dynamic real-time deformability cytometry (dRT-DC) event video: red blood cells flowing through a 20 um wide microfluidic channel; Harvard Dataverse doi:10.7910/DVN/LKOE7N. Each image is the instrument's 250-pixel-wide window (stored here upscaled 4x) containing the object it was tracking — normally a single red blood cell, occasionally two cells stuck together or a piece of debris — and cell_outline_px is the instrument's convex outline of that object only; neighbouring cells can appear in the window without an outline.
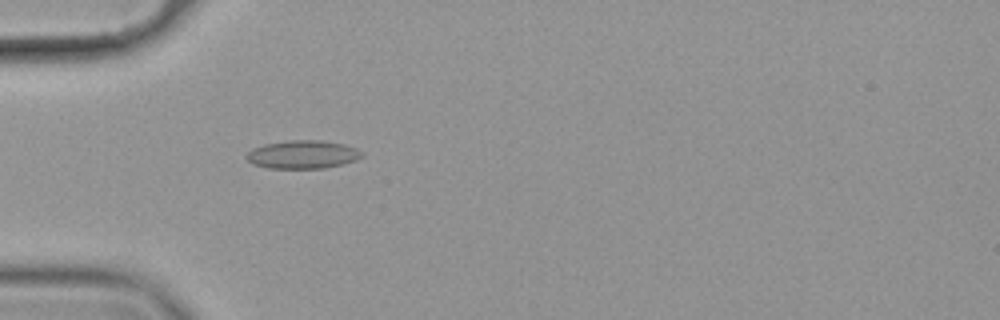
{"species": "common noctule bat (a hibernating species)", "species_latin": "Nyctalus noctula", "temperature_condition": "cold", "stored_images_in_passage": 57, "camera_frame_rate_fps": 3000, "um_per_image_px": 0.085, "animal": {"sex": "female", "body_mass_g": 19.9}, "frame": {"image": 1, "passage_image": 18, "time_ms": 5.667, "image_size_px": [1000, 320], "cell_outline_px": [[364, 156], [356, 160], [344, 164], [324, 168], [268, 168], [252, 164], [244, 156], [252, 148], [264, 144], [288, 140], [320, 140], [344, 144], [356, 148], [364, 152]], "centroid_in_image_um": [25.74, 13.13], "position_along_channel_um": 59.3, "area_um2": 19.19}}
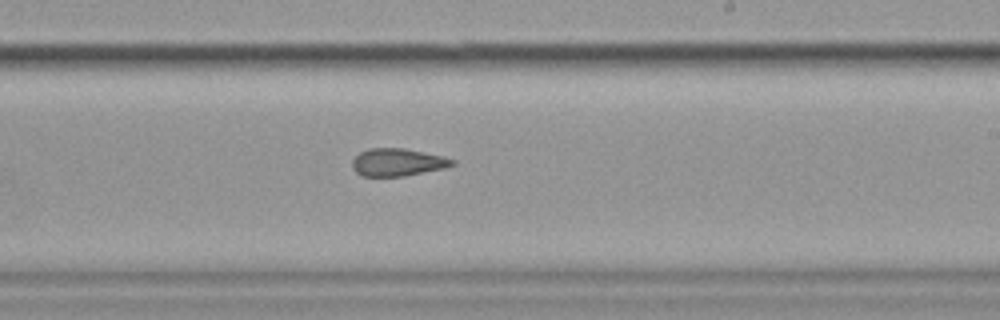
{"frame": {"image": 2, "passage_image": 35, "time_ms": 11.333, "image_size_px": [1000, 320], "cell_outline_px": [[456, 164], [444, 168], [404, 176], [364, 176], [356, 172], [352, 168], [352, 160], [360, 152], [368, 148], [404, 148], [444, 156], [456, 160]], "centroid_in_image_um": [33.81, 13.78], "position_along_channel_um": 255.2, "area_um2": 16.13}}
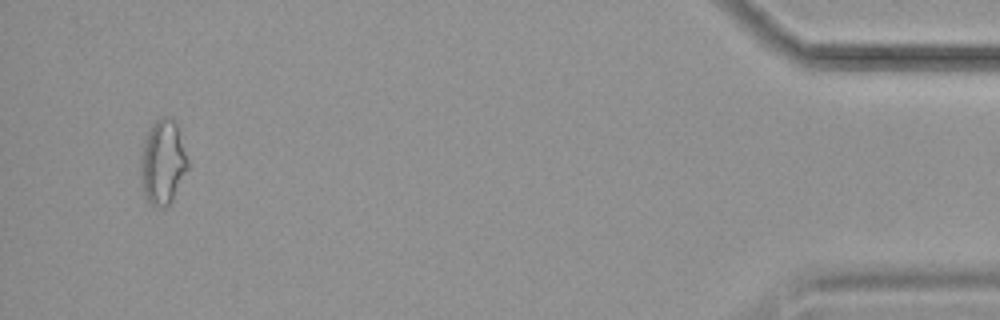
{"frame": {"image": 3, "passage_image": 55, "time_ms": 18.0, "image_size_px": [1000, 320], "cell_outline_px": [[188, 168], [172, 200], [164, 208], [156, 208], [144, 196], [140, 184], [140, 152], [144, 140], [152, 124], [156, 120], [164, 116], [176, 120], [188, 160]], "centroid_in_image_um": [13.81, 13.79], "position_along_channel_um": 421.4, "area_um2": 23.52}, "authors_computed_cell_mechanics": {"area_um2": 17.8602, "velocity_mm_per_s": 3.5506, "shape_relaxation_time_tau1_ms": null, "shape_relaxation_time_tau2_ms": 3.0092, "deformation_change_tau1": null, "deformation_change_tau2": 0.1076}}